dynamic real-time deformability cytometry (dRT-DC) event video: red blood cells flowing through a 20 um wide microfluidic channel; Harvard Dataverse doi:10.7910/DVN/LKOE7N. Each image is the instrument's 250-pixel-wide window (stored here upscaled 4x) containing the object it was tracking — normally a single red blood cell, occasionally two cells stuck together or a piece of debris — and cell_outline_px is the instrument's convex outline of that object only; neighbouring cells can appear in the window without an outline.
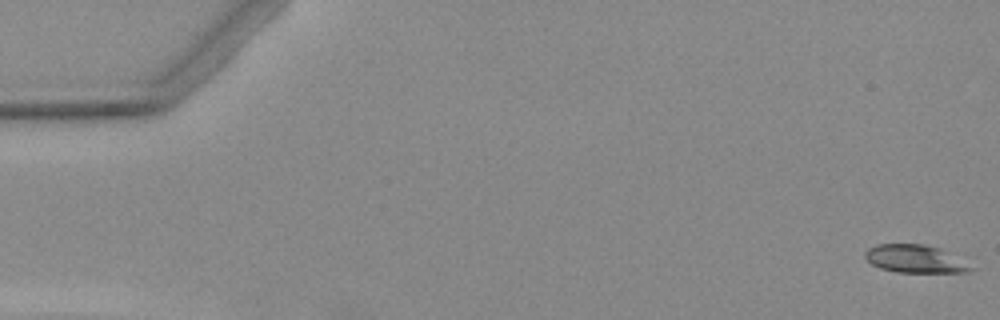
{"species": "Egyptian fruit bat (a non-hibernating species)", "species_latin": "Rousettus aegyptiacus", "temperature_condition": "warm", "stored_images_in_passage": 5, "camera_frame_rate_fps": 3000, "um_per_image_px": 0.085, "animal": {"sex": "female"}, "frame": {"image": 1, "passage_image": 1, "time_ms": 0.0, "image_size_px": [1000, 320], "cell_outline_px": [[976, 268], [968, 272], [896, 272], [880, 268], [872, 264], [864, 256], [864, 252], [868, 248], [876, 244], [924, 244], [940, 248]], "centroid_in_image_um": [77.76, 22.0], "position_along_channel_um": 7.2, "area_um2": 17.11}}
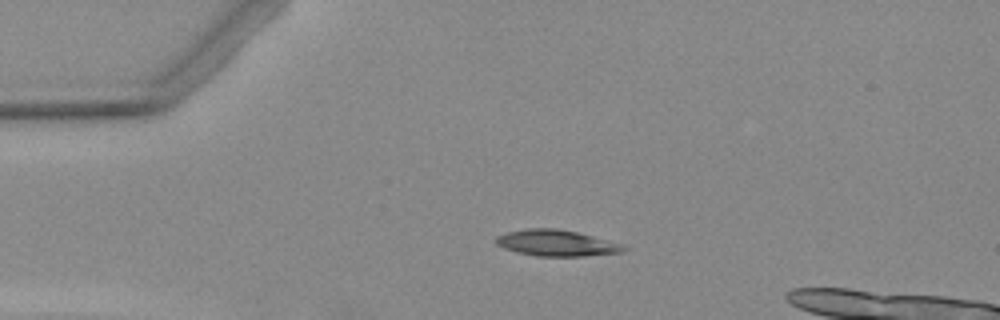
{"frame": {"image": 2, "passage_image": 4, "time_ms": 3.667, "image_size_px": [1000, 320], "cell_outline_px": [[628, 248], [620, 252], [584, 256], [536, 256], [516, 252], [504, 248], [496, 244], [496, 236], [508, 232], [528, 228], [556, 228], [576, 232], [592, 236], [620, 244]], "centroid_in_image_um": [47.24, 20.66], "position_along_channel_um": 37.8, "area_um2": 19.19}}